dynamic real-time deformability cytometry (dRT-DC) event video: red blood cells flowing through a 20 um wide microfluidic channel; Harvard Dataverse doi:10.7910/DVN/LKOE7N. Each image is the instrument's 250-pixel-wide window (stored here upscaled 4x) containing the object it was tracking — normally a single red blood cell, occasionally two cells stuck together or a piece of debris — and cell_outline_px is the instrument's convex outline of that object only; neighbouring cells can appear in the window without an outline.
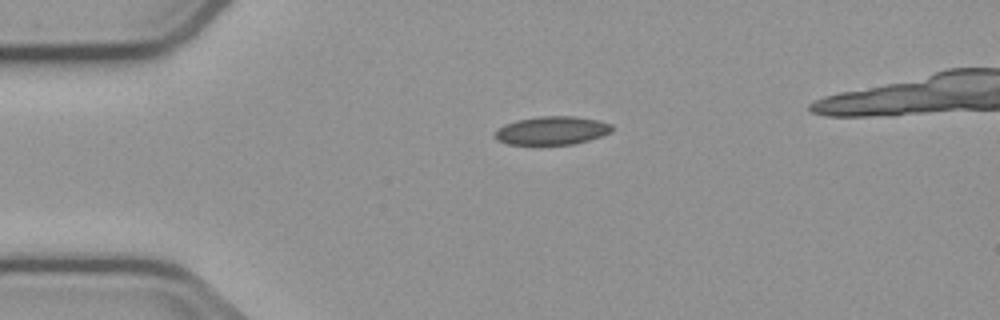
{"species": "common noctule bat (a hibernating species)", "species_latin": "Nyctalus noctula", "temperature_condition": "cold", "stored_images_in_passage": 39, "camera_frame_rate_fps": 3000, "um_per_image_px": 0.085, "animal": {"sex": "male", "body_mass_g": 23.1, "forearm_length_mm": 52.7}, "frame": {"image": 1, "passage_image": 1, "time_ms": 0.0, "image_size_px": [1000, 320], "cell_outline_px": [[612, 132], [588, 140], [572, 144], [540, 148], [508, 144], [496, 140], [492, 136], [492, 132], [504, 124], [516, 120], [540, 116], [576, 116], [600, 120], [612, 124]], "centroid_in_image_um": [46.83, 11.14], "position_along_channel_um": 38.2, "area_um2": 20.46}}
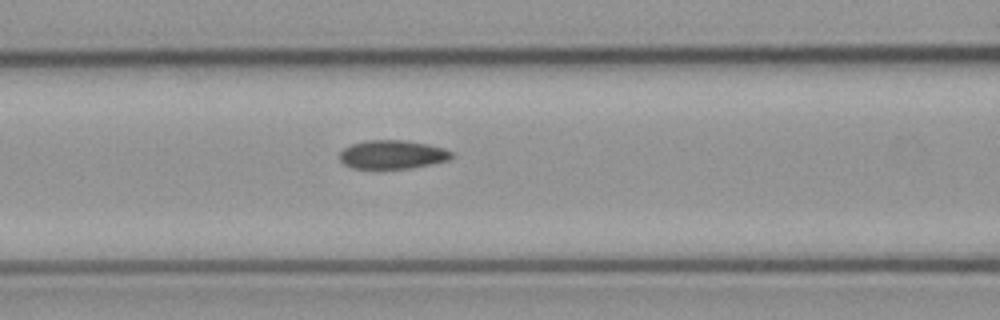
{"frame": {"image": 2, "passage_image": 11, "time_ms": 3.333, "image_size_px": [1000, 320], "cell_outline_px": [[452, 156], [448, 160], [432, 164], [412, 168], [352, 168], [344, 164], [340, 160], [340, 152], [344, 148], [352, 144], [368, 140], [404, 140], [428, 144], [444, 148], [452, 152]], "centroid_in_image_um": [33.36, 13.13], "position_along_channel_um": 133.2, "area_um2": 18.61}}
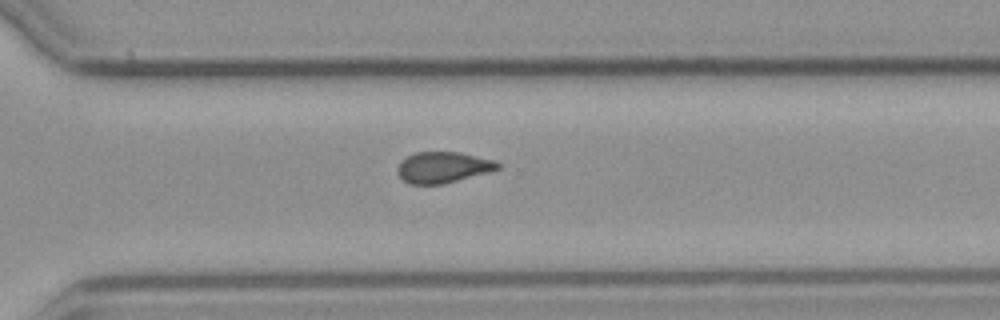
{"frame": {"image": 3, "passage_image": 27, "time_ms": 8.667, "image_size_px": [1000, 320], "cell_outline_px": [[500, 168], [488, 172], [444, 184], [408, 184], [396, 172], [396, 168], [400, 160], [416, 152], [460, 152], [492, 160], [500, 164]], "centroid_in_image_um": [37.6, 14.22], "position_along_channel_um": 333.0, "area_um2": 18.09}}